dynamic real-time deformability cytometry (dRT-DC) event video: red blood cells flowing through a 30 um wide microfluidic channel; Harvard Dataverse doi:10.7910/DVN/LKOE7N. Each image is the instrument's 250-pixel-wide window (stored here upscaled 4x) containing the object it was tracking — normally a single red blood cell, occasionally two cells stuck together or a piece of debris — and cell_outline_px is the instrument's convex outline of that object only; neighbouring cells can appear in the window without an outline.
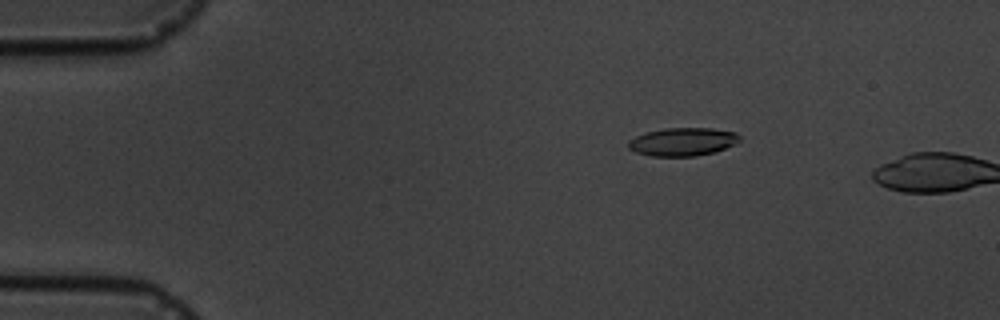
{"species": "common noctule bat (a hibernating species)", "species_latin": "Nyctalus noctula", "temperature_condition": "cold", "stored_images_in_passage": 4, "camera_frame_rate_fps": 3000, "um_per_image_px": 0.085, "animal": {"sex": "male", "body_mass_g": 19.5, "forearm_length_mm": 54.6}, "frame": {"image": 1, "passage_image": 3, "time_ms": 2.333, "image_size_px": [1000, 320], "cell_outline_px": [[740, 140], [736, 144], [716, 152], [696, 156], [652, 156], [636, 152], [628, 148], [628, 140], [636, 136], [648, 132], [664, 128], [712, 128], [736, 132], [740, 136]], "centroid_in_image_um": [58.06, 12.05], "position_along_channel_um": 26.9, "area_um2": 18.38}}